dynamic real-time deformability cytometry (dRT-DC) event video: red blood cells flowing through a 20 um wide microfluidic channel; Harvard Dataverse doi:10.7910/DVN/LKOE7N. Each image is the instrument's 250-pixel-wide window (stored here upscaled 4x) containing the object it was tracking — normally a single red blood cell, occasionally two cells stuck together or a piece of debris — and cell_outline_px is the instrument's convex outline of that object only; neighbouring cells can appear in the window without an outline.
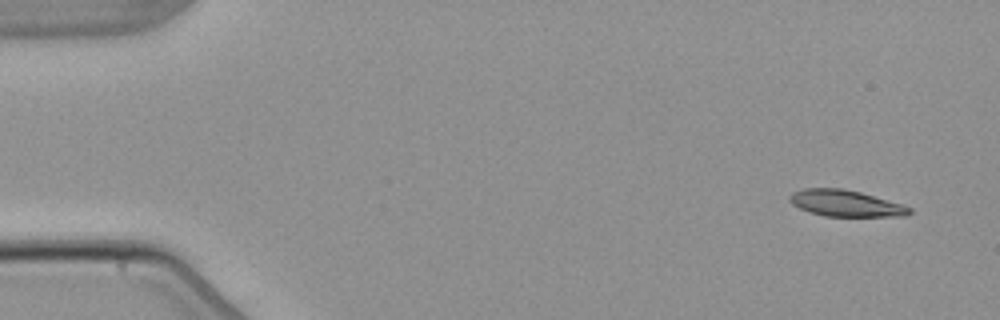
{"species": "common noctule bat (a hibernating species)", "species_latin": "Nyctalus noctula", "temperature_condition": "warm", "stored_images_in_passage": 5, "camera_frame_rate_fps": 3000, "um_per_image_px": 0.085, "animal": {"sex": "male", "body_mass_g": 21.5, "forearm_length_mm": 52.0}, "frame": {"image": 1, "passage_image": 1, "time_ms": 0.0, "image_size_px": [1000, 320], "cell_outline_px": [[912, 212], [908, 216], [824, 216], [808, 212], [792, 204], [788, 200], [788, 196], [792, 192], [804, 188], [844, 188], [860, 192], [900, 204], [912, 208]], "centroid_in_image_um": [71.83, 17.28], "position_along_channel_um": 13.2, "area_um2": 18.44}}
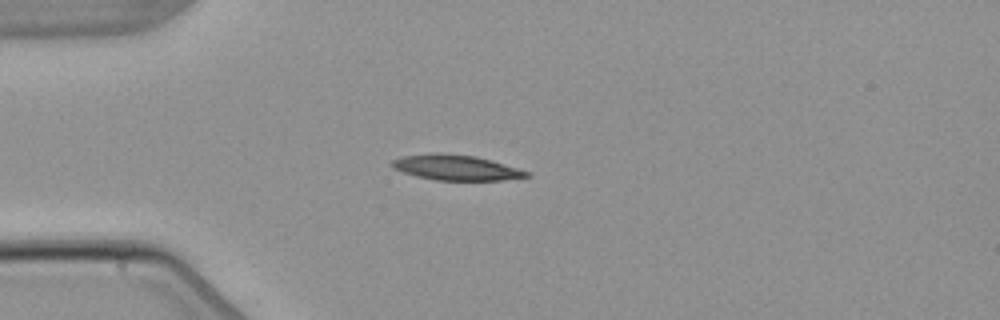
{"frame": {"image": 2, "passage_image": 4, "time_ms": 3.667, "image_size_px": [1000, 320], "cell_outline_px": [[532, 176], [504, 180], [436, 180], [416, 176], [392, 168], [388, 164], [392, 160], [404, 156], [440, 152], [476, 156], [492, 160], [532, 172]], "centroid_in_image_um": [38.8, 14.24], "position_along_channel_um": 46.2, "area_um2": 20.06}}